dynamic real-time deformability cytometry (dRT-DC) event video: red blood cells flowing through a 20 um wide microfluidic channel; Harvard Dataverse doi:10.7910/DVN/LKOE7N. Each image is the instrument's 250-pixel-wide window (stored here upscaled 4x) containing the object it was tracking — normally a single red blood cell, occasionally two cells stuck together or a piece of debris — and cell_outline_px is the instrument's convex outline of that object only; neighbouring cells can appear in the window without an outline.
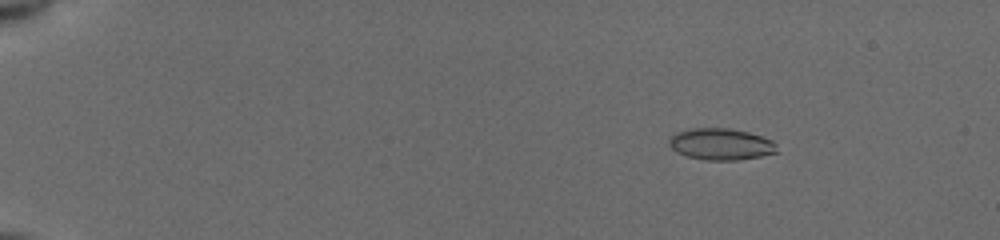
{"species": "common noctule bat (a hibernating species)", "species_latin": "Nyctalus noctula", "temperature_condition": "cold", "stored_images_in_passage": 47, "camera_frame_rate_fps": 3000, "um_per_image_px": 0.085, "animal": {"sex": "female", "body_mass_g": 19.5, "forearm_length_mm": 54.1}, "frame": {"image": 1, "passage_image": 1, "time_ms": 0.0, "image_size_px": [1000, 240], "cell_outline_px": [[776, 152], [760, 156], [736, 160], [704, 160], [688, 156], [676, 152], [668, 144], [668, 140], [676, 132], [688, 128], [728, 128], [748, 132], [772, 140], [776, 144]], "centroid_in_image_um": [61.23, 12.24], "position_along_channel_um": 23.8, "area_um2": 19.77}}
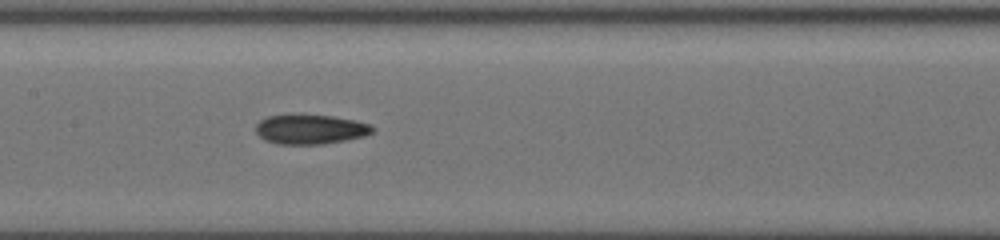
{"frame": {"image": 2, "passage_image": 22, "time_ms": 7.0, "image_size_px": [1000, 240], "cell_outline_px": [[376, 128], [372, 132], [364, 136], [324, 144], [276, 144], [264, 140], [256, 132], [256, 124], [260, 120], [268, 116], [332, 116], [372, 124]], "centroid_in_image_um": [26.39, 11.01], "position_along_channel_um": 181.0, "area_um2": 19.77}}
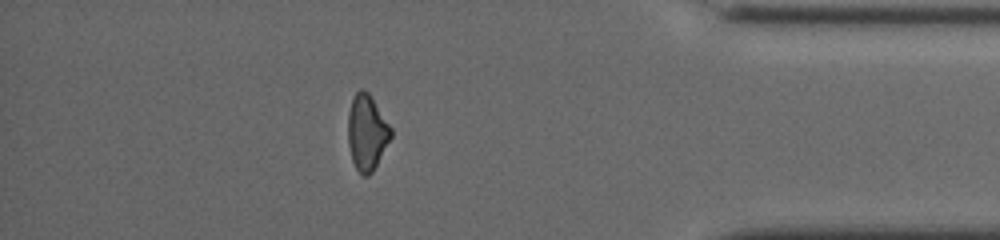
{"frame": {"image": 3, "passage_image": 41, "time_ms": 13.333, "image_size_px": [1000, 240], "cell_outline_px": [[392, 136], [372, 172], [368, 176], [364, 176], [356, 168], [352, 160], [348, 144], [348, 112], [352, 96], [360, 88], [364, 88], [372, 96], [392, 128]], "centroid_in_image_um": [31.18, 11.2], "position_along_channel_um": 404.0, "area_um2": 19.07}, "authors_computed_cell_mechanics": {"area_um2": 19.7098, "velocity_mm_per_s": 3.9488, "shape_relaxation_time_tau1_ms": 6.4085, "shape_relaxation_time_tau2_ms": 7.1688, "deformation_change_tau1": 0.1304, "deformation_change_tau2": 0.1481}}